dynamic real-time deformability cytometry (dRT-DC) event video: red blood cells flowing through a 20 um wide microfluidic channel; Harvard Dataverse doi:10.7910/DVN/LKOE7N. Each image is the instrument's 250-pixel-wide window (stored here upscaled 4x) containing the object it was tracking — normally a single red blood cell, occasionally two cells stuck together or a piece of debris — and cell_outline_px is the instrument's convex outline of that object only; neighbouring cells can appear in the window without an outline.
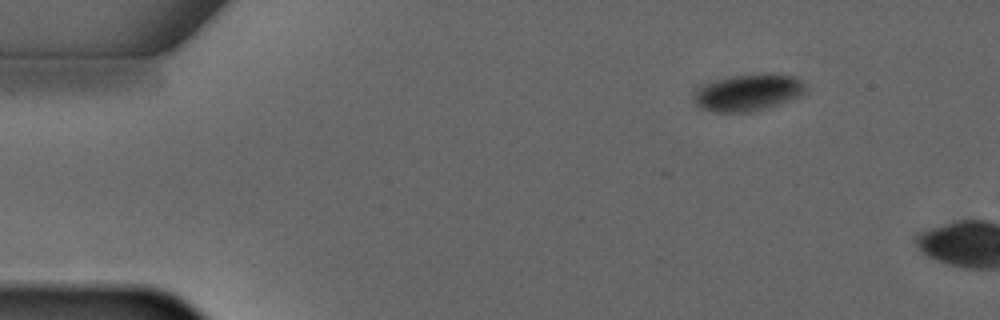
{"species": "common noctule bat (a hibernating species)", "species_latin": "Nyctalus noctula", "temperature_condition": "warm", "stored_images_in_passage": 2, "camera_frame_rate_fps": 3000, "um_per_image_px": 0.085, "animal": {"sex": "male", "forearm_length_mm": 52.5}, "frame": {"image": 1, "passage_image": 1, "time_ms": 0.0, "image_size_px": [1000, 320], "cell_outline_px": [[804, 92], [796, 96], [776, 104], [764, 108], [748, 112], [716, 112], [700, 108], [692, 100], [692, 92], [700, 84], [732, 76], [760, 72], [764, 72], [796, 76], [804, 84]], "centroid_in_image_um": [63.48, 7.83], "position_along_channel_um": 21.5, "area_um2": 24.04}}